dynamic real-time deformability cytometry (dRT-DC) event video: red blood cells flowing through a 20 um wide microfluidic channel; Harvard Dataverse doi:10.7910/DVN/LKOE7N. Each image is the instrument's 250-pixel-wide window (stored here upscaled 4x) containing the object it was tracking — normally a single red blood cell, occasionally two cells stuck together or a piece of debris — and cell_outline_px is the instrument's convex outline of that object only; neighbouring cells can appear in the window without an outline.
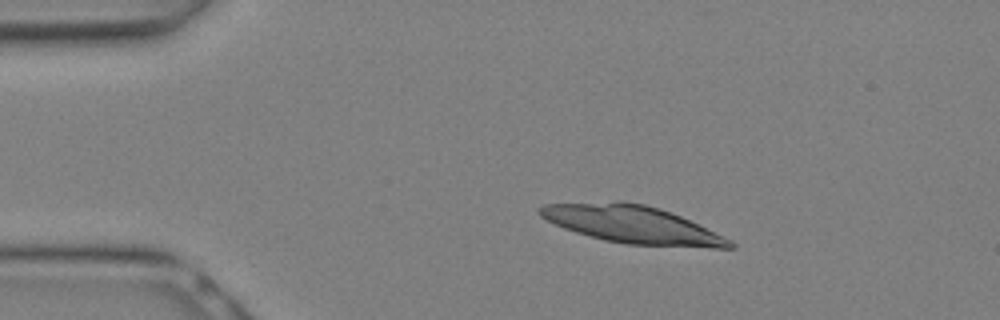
{"species": "Egyptian fruit bat (a non-hibernating species)", "species_latin": "Rousettus aegyptiacus", "temperature_condition": "warm", "stored_images_in_passage": 7, "camera_frame_rate_fps": 3000, "um_per_image_px": 0.085, "animal": {"sex": "female"}, "frame": {"image": 1, "passage_image": 4, "time_ms": 1.0, "image_size_px": [1000, 320], "cell_outline_px": [[732, 248], [716, 248], [632, 244], [608, 240], [592, 236], [556, 224], [540, 216], [540, 208], [548, 204], [640, 204], [656, 208], [680, 216], [728, 240], [732, 244]], "centroid_in_image_um": [53.78, 19.12], "position_along_channel_um": 31.2, "area_um2": 38.55}}